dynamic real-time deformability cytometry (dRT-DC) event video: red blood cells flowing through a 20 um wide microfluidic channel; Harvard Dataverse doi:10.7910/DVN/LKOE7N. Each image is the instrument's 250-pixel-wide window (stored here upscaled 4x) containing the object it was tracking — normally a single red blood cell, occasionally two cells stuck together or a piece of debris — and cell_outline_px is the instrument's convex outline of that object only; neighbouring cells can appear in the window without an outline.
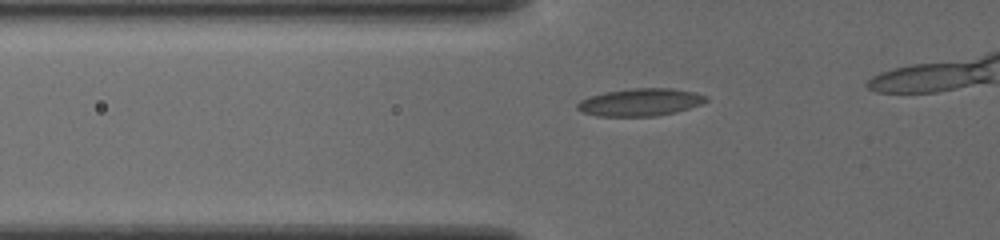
{"species": "common noctule bat (a hibernating species)", "species_latin": "Nyctalus noctula", "temperature_condition": "cold", "stored_images_in_passage": 18, "camera_frame_rate_fps": 3000, "um_per_image_px": 0.085, "animal": {"sex": "female", "body_mass_g": 19.5, "forearm_length_mm": 54.1}, "frame": {"image": 1, "passage_image": 5, "time_ms": 1.333, "image_size_px": [1000, 240], "cell_outline_px": [[708, 100], [700, 104], [676, 112], [656, 116], [596, 116], [584, 112], [576, 108], [576, 104], [580, 100], [588, 96], [604, 92], [632, 88], [672, 88], [692, 92], [708, 96]], "centroid_in_image_um": [54.39, 8.68], "position_along_channel_um": 71.4, "area_um2": 20.63}}
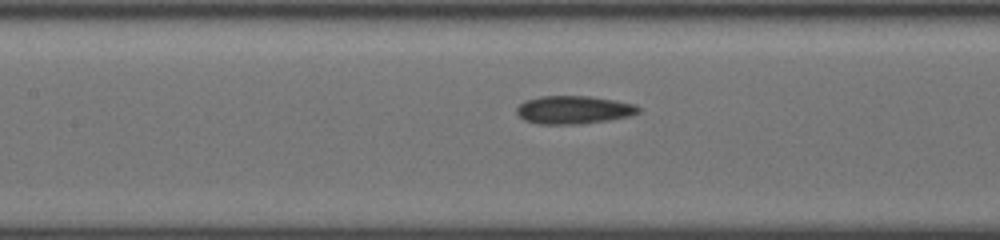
{"frame": {"image": 2, "passage_image": 12, "time_ms": 3.667, "image_size_px": [1000, 240], "cell_outline_px": [[640, 112], [632, 116], [608, 120], [580, 124], [540, 124], [524, 120], [516, 112], [516, 108], [524, 100], [540, 96], [592, 96], [616, 100], [636, 104], [640, 108]], "centroid_in_image_um": [48.79, 9.33], "position_along_channel_um": 158.6, "area_um2": 20.17}}
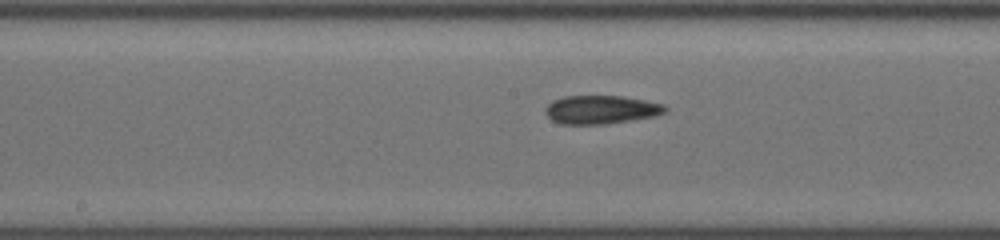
{"frame": {"image": 3, "passage_image": 15, "time_ms": 4.667, "image_size_px": [1000, 240], "cell_outline_px": [[668, 108], [664, 112], [656, 116], [632, 120], [604, 124], [560, 124], [552, 120], [544, 112], [544, 108], [552, 100], [564, 96], [624, 96], [664, 104]], "centroid_in_image_um": [51.07, 9.32], "position_along_channel_um": 197.1, "area_um2": 20.0}}